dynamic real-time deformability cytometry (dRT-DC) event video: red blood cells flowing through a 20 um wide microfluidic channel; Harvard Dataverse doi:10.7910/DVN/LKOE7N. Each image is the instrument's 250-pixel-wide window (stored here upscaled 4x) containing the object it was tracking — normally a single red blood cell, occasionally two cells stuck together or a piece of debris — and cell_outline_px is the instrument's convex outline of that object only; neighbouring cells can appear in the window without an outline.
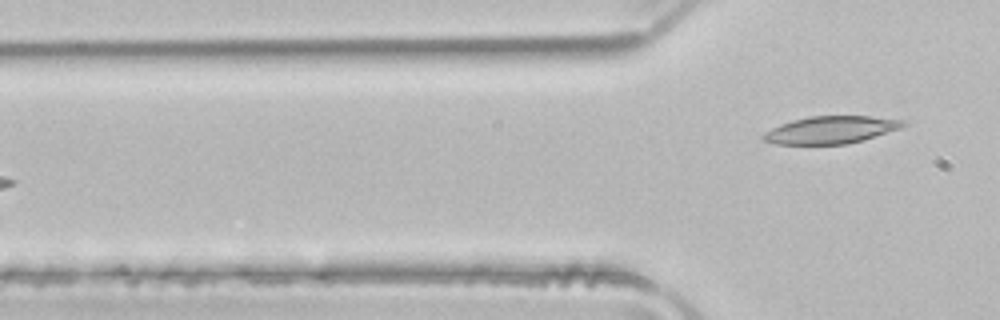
{"species": "common noctule bat (a hibernating species)", "species_latin": "Nyctalus noctula", "temperature_condition": "room temperature", "stored_images_in_passage": 4, "camera_frame_rate_fps": 3000, "um_per_image_px": 0.085, "animal": {"sex": "male", "body_mass_g": 21.5, "forearm_length_mm": 52.0}, "frame": {"image": 1, "passage_image": 4, "time_ms": 1.0, "image_size_px": [1000, 320], "cell_outline_px": [[908, 124], [900, 128], [864, 140], [848, 144], [776, 144], [764, 140], [760, 136], [764, 132], [780, 124], [792, 120], [808, 116], [868, 116], [908, 120]], "centroid_in_image_um": [70.64, 11.03], "position_along_channel_um": 55.2, "area_um2": 22.48}}